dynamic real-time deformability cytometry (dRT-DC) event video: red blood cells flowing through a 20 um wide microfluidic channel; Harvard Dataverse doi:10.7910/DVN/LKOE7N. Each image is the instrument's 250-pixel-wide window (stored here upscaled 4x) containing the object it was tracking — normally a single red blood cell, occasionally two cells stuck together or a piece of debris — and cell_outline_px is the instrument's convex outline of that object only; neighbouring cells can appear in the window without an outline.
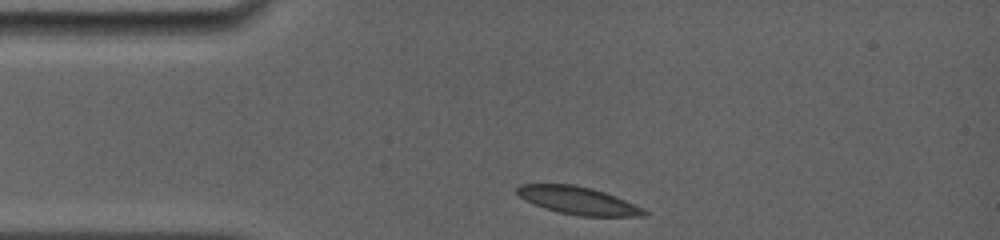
{"species": "common noctule bat (a hibernating species)", "species_latin": "Nyctalus noctula", "temperature_condition": "room temperature", "stored_images_in_passage": 33, "camera_frame_rate_fps": 5000, "um_per_image_px": 0.085, "animal": {"sex": "female", "body_mass_g": 19.0, "forearm_length_mm": 56.7}, "frame": {"image": 1, "passage_image": 1, "time_ms": 0.0, "image_size_px": [1000, 240], "cell_outline_px": [[648, 212], [644, 216], [580, 216], [560, 212], [544, 208], [524, 200], [516, 192], [516, 184], [572, 184], [592, 188], [616, 196], [644, 208]], "centroid_in_image_um": [49.12, 17.04], "position_along_channel_um": 35.9, "area_um2": 20.52}}
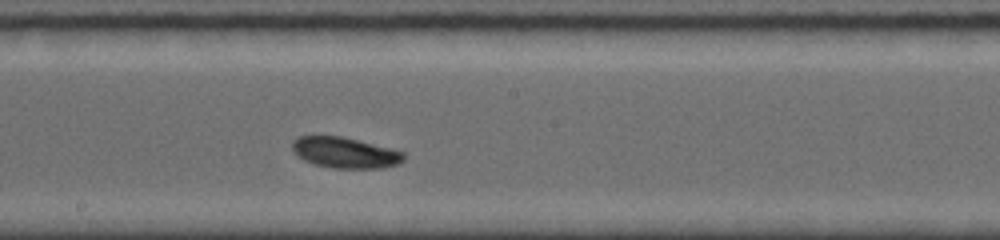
{"frame": {"image": 2, "passage_image": 19, "time_ms": 5.4, "image_size_px": [1000, 240], "cell_outline_px": [[404, 160], [400, 164], [380, 168], [332, 168], [316, 164], [304, 160], [296, 156], [292, 152], [292, 140], [300, 136], [340, 136], [404, 152]], "centroid_in_image_um": [29.29, 12.98], "position_along_channel_um": 218.9, "area_um2": 19.88}}
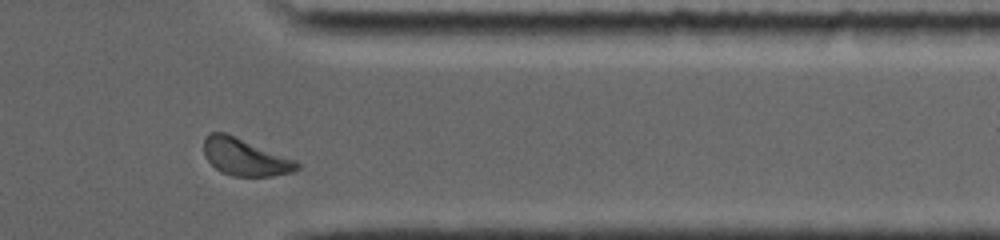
{"frame": {"image": 3, "passage_image": 32, "time_ms": 9.8, "image_size_px": [1000, 240], "cell_outline_px": [[300, 168], [296, 172], [272, 176], [232, 176], [216, 168], [208, 160], [204, 152], [204, 136], [208, 132], [224, 132], [296, 160], [300, 164]], "centroid_in_image_um": [20.85, 13.35], "position_along_channel_um": 390.5, "area_um2": 20.06}, "authors_computed_cell_mechanics": {"area_um2": 20.4612, "velocity_mm_per_s": 3.8926, "shape_relaxation_time_tau1_ms": 2.7872, "shape_relaxation_time_tau2_ms": null, "deformation_change_tau1": 0.0942, "deformation_change_tau2": null}}